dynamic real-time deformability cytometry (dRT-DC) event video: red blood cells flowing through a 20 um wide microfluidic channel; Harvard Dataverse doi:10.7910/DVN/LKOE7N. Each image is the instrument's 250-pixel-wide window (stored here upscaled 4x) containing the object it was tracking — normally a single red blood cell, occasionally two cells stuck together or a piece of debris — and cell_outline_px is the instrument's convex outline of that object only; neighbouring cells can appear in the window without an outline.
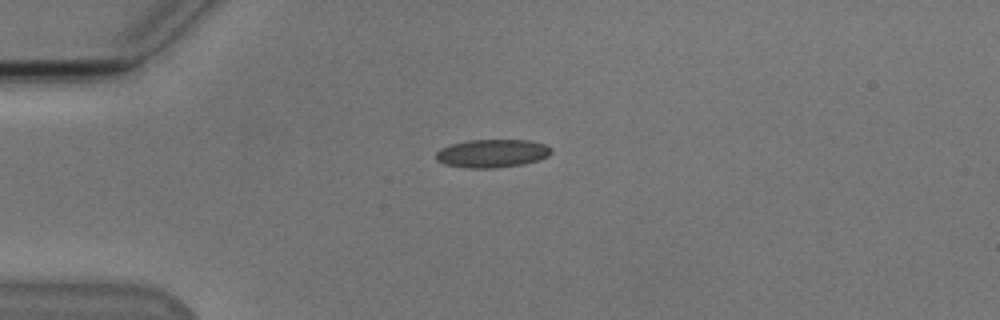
{"species": "Egyptian fruit bat (a non-hibernating species)", "species_latin": "Rousettus aegyptiacus", "temperature_condition": "cold", "stored_images_in_passage": 41, "camera_frame_rate_fps": 3000, "um_per_image_px": 0.085, "animal": {"sex": "male"}, "frame": {"image": 1, "passage_image": 1, "time_ms": 0.0, "image_size_px": [1000, 320], "cell_outline_px": [[552, 152], [548, 156], [540, 160], [524, 164], [496, 168], [464, 168], [444, 164], [436, 160], [436, 152], [440, 148], [452, 144], [468, 140], [532, 140], [544, 144], [552, 148]], "centroid_in_image_um": [41.85, 13.04], "position_along_channel_um": 43.2, "area_um2": 19.19}}
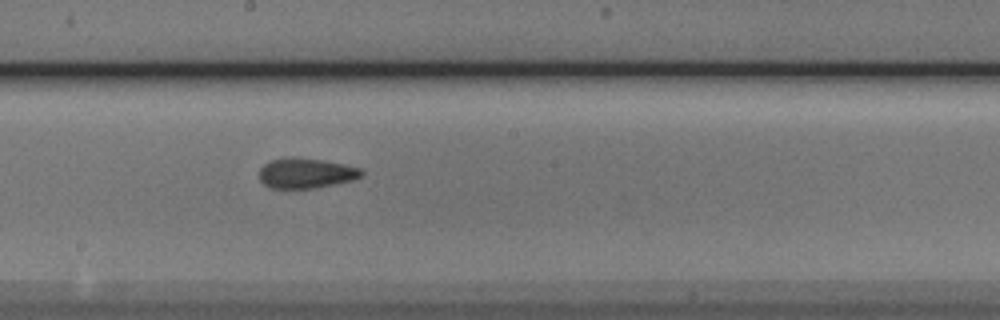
{"frame": {"image": 2, "passage_image": 17, "time_ms": 5.333, "image_size_px": [1000, 320], "cell_outline_px": [[364, 172], [360, 176], [352, 180], [316, 188], [268, 188], [260, 180], [260, 168], [264, 164], [272, 160], [320, 160], [344, 164], [360, 168]], "centroid_in_image_um": [26.02, 14.77], "position_along_channel_um": 222.2, "area_um2": 17.17}}
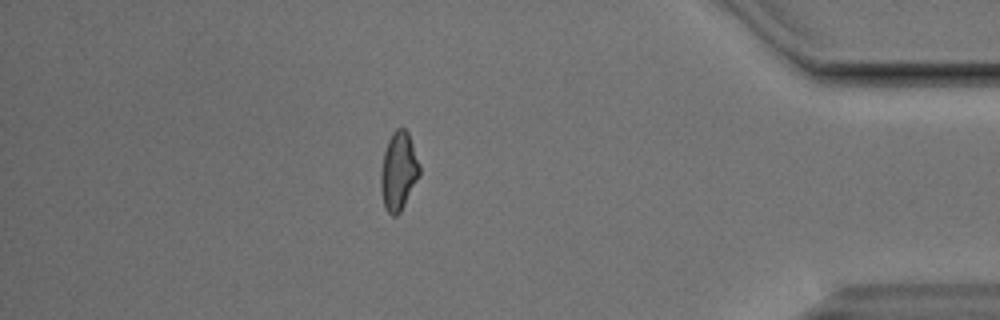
{"frame": {"image": 3, "passage_image": 34, "time_ms": 11.0, "image_size_px": [1000, 320], "cell_outline_px": [[420, 176], [400, 212], [396, 216], [392, 216], [388, 212], [384, 204], [380, 188], [380, 176], [384, 152], [388, 140], [392, 132], [396, 128], [404, 128], [408, 132], [420, 164]], "centroid_in_image_um": [33.88, 14.54], "position_along_channel_um": 401.3, "area_um2": 17.69}, "authors_computed_cell_mechanics": {"area_um2": 17.6868, "velocity_mm_per_s": 3.8371, "shape_relaxation_time_tau1_ms": null, "shape_relaxation_time_tau2_ms": 2.3593, "deformation_change_tau1": null, "deformation_change_tau2": 0.0776}}